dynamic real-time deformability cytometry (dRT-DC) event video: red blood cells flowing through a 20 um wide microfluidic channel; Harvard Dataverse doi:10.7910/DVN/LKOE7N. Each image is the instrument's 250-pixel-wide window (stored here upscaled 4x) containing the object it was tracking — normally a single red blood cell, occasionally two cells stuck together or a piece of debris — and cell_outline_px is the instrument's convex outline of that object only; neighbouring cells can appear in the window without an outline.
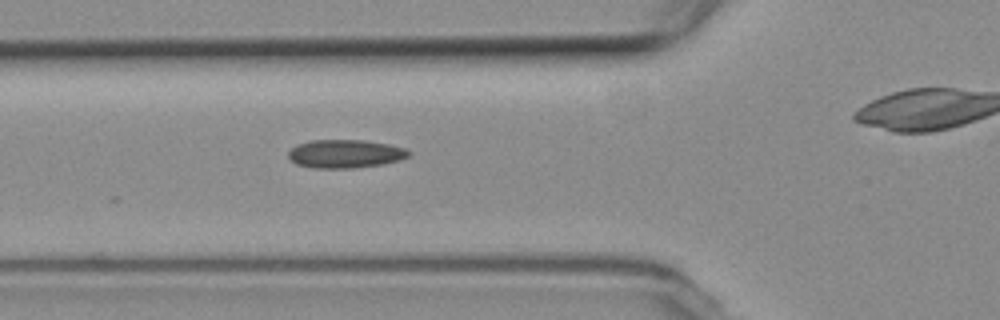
{"species": "common noctule bat (a hibernating species)", "species_latin": "Nyctalus noctula", "temperature_condition": "room temperature", "stored_images_in_passage": 4, "camera_frame_rate_fps": 3000, "um_per_image_px": 0.085, "animal": {"sex": "female", "body_mass_g": 19.3, "forearm_length_mm": 54.1}, "frame": {"image": 1, "passage_image": 3, "time_ms": 2.333, "image_size_px": [1000, 320], "cell_outline_px": [[412, 152], [408, 156], [396, 160], [380, 164], [352, 168], [316, 168], [296, 164], [288, 156], [288, 152], [296, 144], [308, 140], [364, 140], [388, 144], [404, 148]], "centroid_in_image_um": [29.3, 13.06], "position_along_channel_um": 96.5, "area_um2": 19.71}}